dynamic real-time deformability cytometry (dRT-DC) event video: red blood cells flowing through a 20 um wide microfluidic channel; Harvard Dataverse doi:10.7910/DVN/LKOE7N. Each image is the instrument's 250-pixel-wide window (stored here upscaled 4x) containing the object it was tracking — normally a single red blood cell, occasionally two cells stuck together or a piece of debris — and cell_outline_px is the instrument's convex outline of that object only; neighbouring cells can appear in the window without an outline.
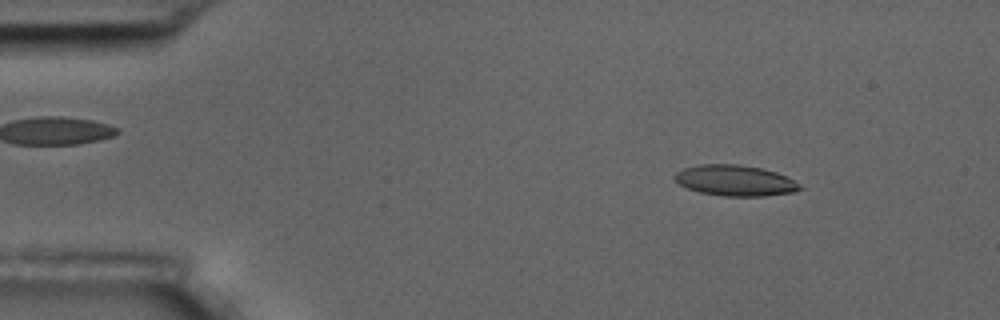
{"species": "common noctule bat (a hibernating species)", "species_latin": "Nyctalus noctula", "temperature_condition": "room temperature", "stored_images_in_passage": 6, "camera_frame_rate_fps": 3000, "um_per_image_px": 0.085, "animal": {"sex": "male", "body_mass_g": 17.5, "forearm_length_mm": 52.3}, "frame": {"image": 1, "passage_image": 2, "time_ms": 1.333, "image_size_px": [1000, 320], "cell_outline_px": [[804, 188], [792, 192], [764, 196], [724, 196], [700, 192], [688, 188], [680, 184], [672, 176], [676, 172], [684, 168], [700, 164], [740, 164], [760, 168], [776, 172], [800, 184]], "centroid_in_image_um": [62.47, 15.34], "position_along_channel_um": 22.5, "area_um2": 22.31}}